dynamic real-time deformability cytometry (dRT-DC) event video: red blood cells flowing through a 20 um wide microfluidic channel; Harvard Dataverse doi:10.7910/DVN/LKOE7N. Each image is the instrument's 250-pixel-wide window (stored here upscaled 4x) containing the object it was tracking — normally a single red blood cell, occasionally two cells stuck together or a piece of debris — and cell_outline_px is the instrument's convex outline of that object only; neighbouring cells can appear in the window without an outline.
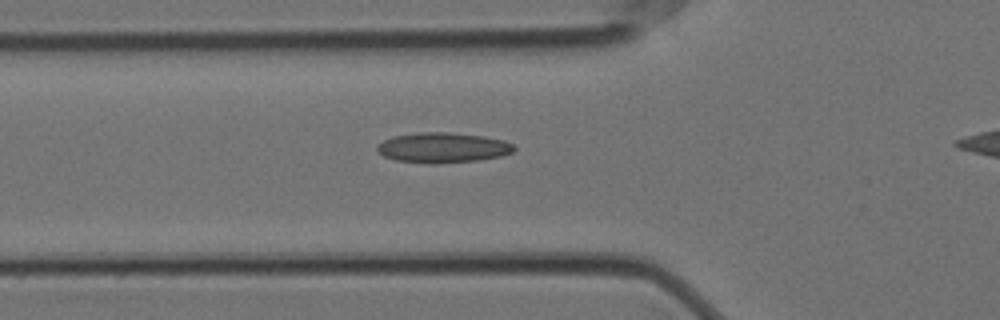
{"species": "Egyptian fruit bat (a non-hibernating species)", "species_latin": "Rousettus aegyptiacus", "temperature_condition": "cold", "stored_images_in_passage": 41, "camera_frame_rate_fps": 3000, "um_per_image_px": 0.085, "animal": {"sex": "female"}, "frame": {"image": 1, "passage_image": 11, "time_ms": 3.333, "image_size_px": [1000, 320], "cell_outline_px": [[516, 148], [512, 152], [500, 156], [476, 160], [436, 164], [432, 164], [396, 160], [384, 156], [376, 148], [376, 144], [392, 136], [420, 132], [448, 132], [484, 136], [504, 140], [512, 144]], "centroid_in_image_um": [37.62, 12.54], "position_along_channel_um": 88.2, "area_um2": 24.04}}
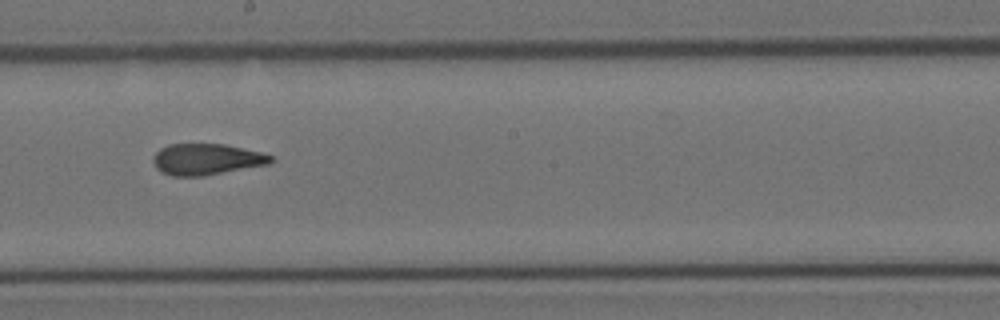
{"frame": {"image": 2, "passage_image": 23, "time_ms": 7.333, "image_size_px": [1000, 320], "cell_outline_px": [[272, 160], [268, 164], [204, 176], [172, 176], [160, 172], [156, 168], [152, 160], [152, 156], [160, 148], [168, 144], [224, 144], [260, 152], [272, 156]], "centroid_in_image_um": [17.49, 13.54], "position_along_channel_um": 230.7, "area_um2": 21.39}}
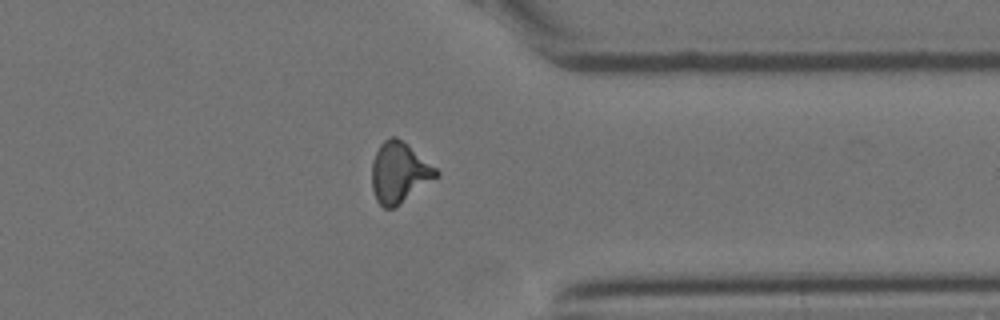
{"frame": {"image": 3, "passage_image": 36, "time_ms": 11.667, "image_size_px": [1000, 320], "cell_outline_px": [[440, 176], [396, 208], [384, 208], [376, 200], [372, 188], [372, 160], [380, 144], [388, 136], [396, 136], [408, 144], [436, 168], [440, 172]], "centroid_in_image_um": [33.95, 14.68], "position_along_channel_um": 377.4, "area_um2": 23.12}}